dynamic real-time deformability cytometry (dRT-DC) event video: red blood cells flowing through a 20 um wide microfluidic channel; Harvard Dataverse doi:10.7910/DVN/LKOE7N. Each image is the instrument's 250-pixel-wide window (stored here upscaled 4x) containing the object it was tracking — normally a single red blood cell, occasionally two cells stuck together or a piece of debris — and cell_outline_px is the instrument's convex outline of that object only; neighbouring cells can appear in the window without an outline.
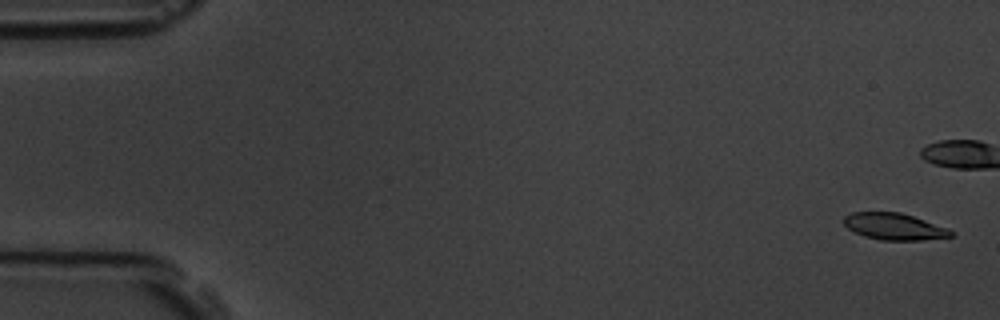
{"species": "common noctule bat (a hibernating species)", "species_latin": "Nyctalus noctula", "temperature_condition": "room temperature", "stored_images_in_passage": 7, "camera_frame_rate_fps": 3000, "um_per_image_px": 0.085, "animal": {"sex": "male", "body_mass_g": 19.5, "forearm_length_mm": 54.6}, "frame": {"image": 1, "passage_image": 1, "time_ms": 0.0, "image_size_px": [1000, 320], "cell_outline_px": [[956, 232], [952, 236], [920, 240], [880, 240], [864, 236], [848, 228], [844, 224], [844, 216], [852, 212], [900, 212], [948, 228]], "centroid_in_image_um": [76.01, 19.25], "position_along_channel_um": 9.0, "area_um2": 16.53}}
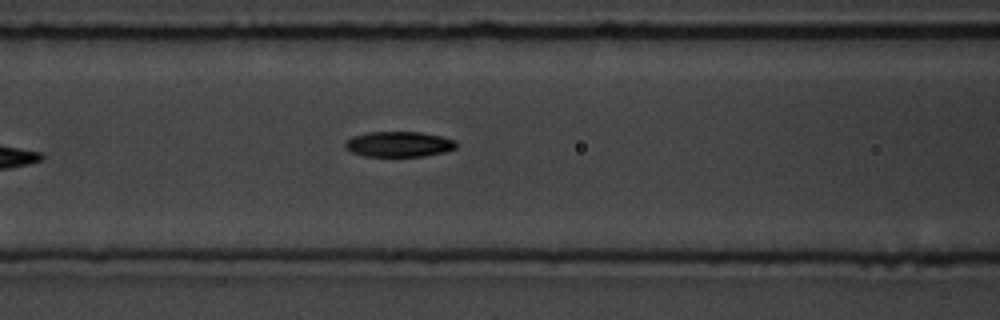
{"frame": {"image": 2, "passage_image": 7, "time_ms": 8.0, "image_size_px": [1000, 320], "cell_outline_px": [[456, 148], [444, 152], [424, 156], [364, 156], [352, 152], [344, 148], [344, 144], [352, 136], [368, 132], [420, 132], [440, 136], [456, 140]], "centroid_in_image_um": [33.89, 12.25], "position_along_channel_um": 132.7, "area_um2": 16.42}}